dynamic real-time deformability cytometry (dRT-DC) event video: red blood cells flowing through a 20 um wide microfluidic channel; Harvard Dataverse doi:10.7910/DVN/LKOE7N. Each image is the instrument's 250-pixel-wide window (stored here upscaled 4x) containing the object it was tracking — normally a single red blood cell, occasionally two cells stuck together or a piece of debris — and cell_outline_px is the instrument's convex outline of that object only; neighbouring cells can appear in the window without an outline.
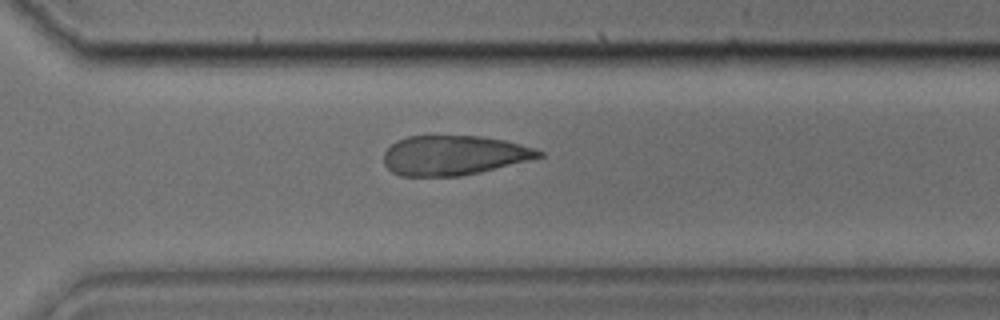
{"species": "common noctule bat (a hibernating species)", "species_latin": "Nyctalus noctula", "temperature_condition": "cold", "stored_images_in_passage": 27, "camera_frame_rate_fps": 3000, "um_per_image_px": 0.085, "animal": {"sex": "male", "body_mass_g": 17.9, "forearm_length_mm": 54.2}, "frame": {"image": 1, "passage_image": 16, "time_ms": 5.0, "image_size_px": [1000, 320], "cell_outline_px": [[544, 156], [480, 172], [460, 176], [400, 176], [392, 172], [384, 164], [384, 152], [396, 140], [408, 136], [480, 136], [504, 140], [520, 144], [544, 152]], "centroid_in_image_um": [38.54, 13.2], "position_along_channel_um": 332.1, "area_um2": 35.66}}